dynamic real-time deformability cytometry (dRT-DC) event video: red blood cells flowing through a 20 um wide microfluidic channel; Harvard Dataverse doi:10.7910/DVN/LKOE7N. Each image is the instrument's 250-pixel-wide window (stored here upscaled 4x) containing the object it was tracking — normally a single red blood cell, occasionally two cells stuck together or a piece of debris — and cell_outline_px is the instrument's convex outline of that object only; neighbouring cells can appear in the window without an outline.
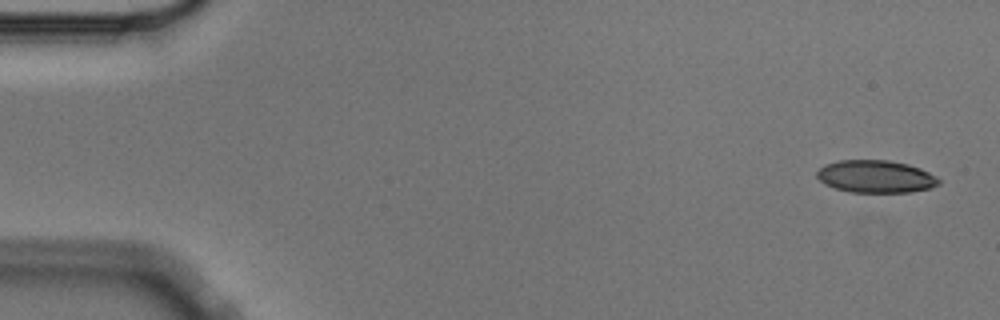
{"species": "Egyptian fruit bat (a non-hibernating species)", "species_latin": "Rousettus aegyptiacus", "temperature_condition": "cold", "stored_images_in_passage": 6, "camera_frame_rate_fps": 3000, "um_per_image_px": 0.085, "animal": {"sex": "male"}, "frame": {"image": 1, "passage_image": 1, "time_ms": 0.0, "image_size_px": [1000, 320], "cell_outline_px": [[940, 184], [932, 188], [908, 192], [848, 192], [824, 184], [816, 176], [816, 172], [824, 164], [840, 160], [888, 160], [908, 164], [920, 168], [936, 176], [940, 180]], "centroid_in_image_um": [74.44, 15.0], "position_along_channel_um": 10.6, "area_um2": 23.18}}